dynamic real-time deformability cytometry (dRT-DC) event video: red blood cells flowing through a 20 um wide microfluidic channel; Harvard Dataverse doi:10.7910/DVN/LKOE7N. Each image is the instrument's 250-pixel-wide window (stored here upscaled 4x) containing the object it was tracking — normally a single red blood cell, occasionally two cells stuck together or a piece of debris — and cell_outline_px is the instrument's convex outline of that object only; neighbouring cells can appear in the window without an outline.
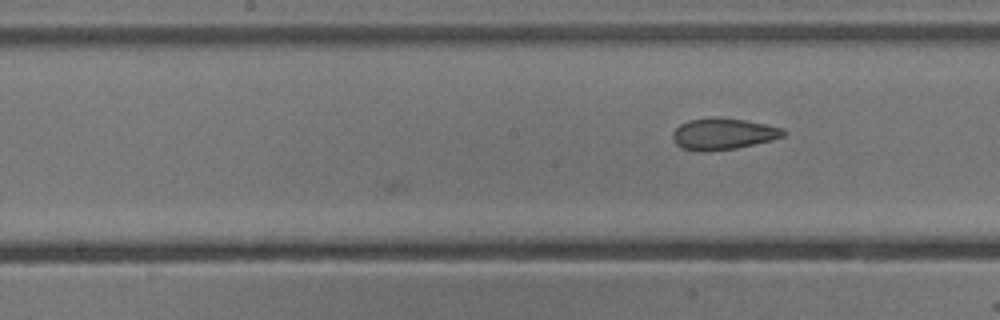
{"species": "common noctule bat (a hibernating species)", "species_latin": "Nyctalus noctula", "temperature_condition": "cold", "stored_images_in_passage": 8, "camera_frame_rate_fps": 3000, "um_per_image_px": 0.085, "animal": {"sex": "male", "body_mass_g": 13.3}, "frame": {"image": 1, "passage_image": 8, "time_ms": 2.333, "image_size_px": [1000, 320], "cell_outline_px": [[788, 132], [784, 136], [772, 140], [736, 148], [704, 152], [696, 152], [680, 148], [676, 144], [672, 136], [672, 132], [680, 124], [688, 120], [708, 116], [716, 116], [744, 120], [784, 128]], "centroid_in_image_um": [61.43, 11.37], "position_along_channel_um": 186.8, "area_um2": 20.69}}